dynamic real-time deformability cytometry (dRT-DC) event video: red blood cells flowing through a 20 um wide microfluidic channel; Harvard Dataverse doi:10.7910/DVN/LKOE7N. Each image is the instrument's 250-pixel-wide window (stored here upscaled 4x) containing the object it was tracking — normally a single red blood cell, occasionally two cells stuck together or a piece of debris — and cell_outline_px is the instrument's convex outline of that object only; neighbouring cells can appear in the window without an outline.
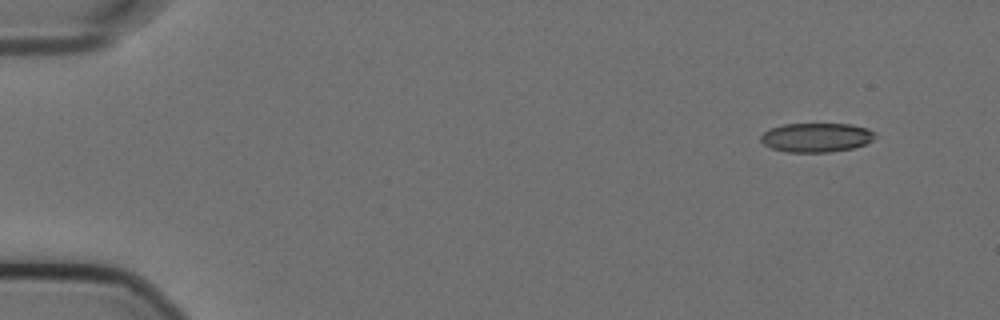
{"species": "Egyptian fruit bat (a non-hibernating species)", "species_latin": "Rousettus aegyptiacus", "temperature_condition": "cold", "stored_images_in_passage": 53, "camera_frame_rate_fps": 3000, "um_per_image_px": 0.085, "animal": {"sex": "female"}, "frame": {"image": 1, "passage_image": 1, "time_ms": 0.0, "image_size_px": [1000, 320], "cell_outline_px": [[876, 136], [868, 144], [852, 148], [828, 152], [784, 152], [772, 148], [764, 144], [760, 140], [760, 136], [764, 132], [772, 128], [784, 124], [852, 124], [868, 128], [876, 132]], "centroid_in_image_um": [69.43, 11.68], "position_along_channel_um": 15.6, "area_um2": 19.54}}
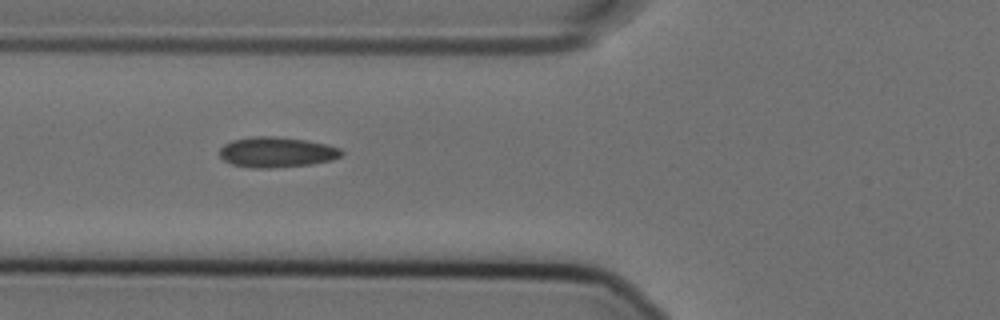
{"frame": {"image": 2, "passage_image": 18, "time_ms": 5.667, "image_size_px": [1000, 320], "cell_outline_px": [[344, 152], [340, 156], [332, 160], [312, 164], [272, 168], [252, 168], [232, 164], [224, 160], [220, 156], [220, 148], [224, 144], [232, 140], [252, 136], [276, 136], [308, 140], [328, 144], [340, 148]], "centroid_in_image_um": [23.53, 12.93], "position_along_channel_um": 102.3, "area_um2": 21.79}}
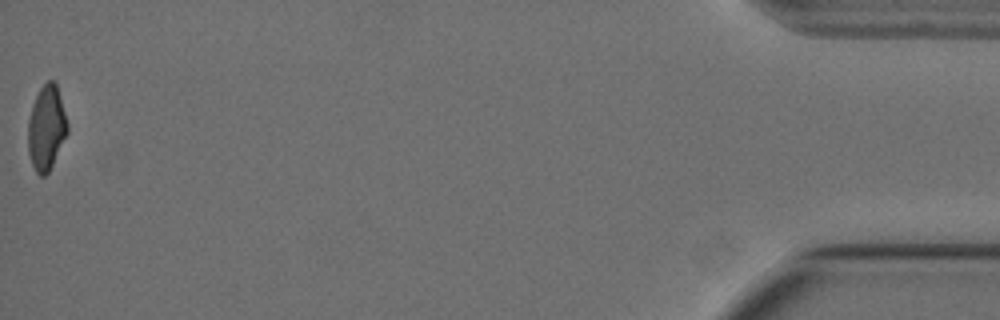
{"frame": {"image": 3, "passage_image": 53, "time_ms": 17.333, "image_size_px": [1000, 320], "cell_outline_px": [[68, 132], [48, 172], [44, 176], [40, 176], [36, 172], [32, 164], [28, 152], [28, 120], [32, 104], [40, 88], [48, 80], [52, 80], [56, 84], [68, 124]], "centroid_in_image_um": [3.93, 10.87], "position_along_channel_um": 431.3, "area_um2": 19.19}, "authors_computed_cell_mechanics": {"area_um2": 20.4034, "velocity_mm_per_s": 3.594, "shape_relaxation_time_tau1_ms": null, "shape_relaxation_time_tau2_ms": 1.851, "deformation_change_tau1": null, "deformation_change_tau2": 0.0701}}